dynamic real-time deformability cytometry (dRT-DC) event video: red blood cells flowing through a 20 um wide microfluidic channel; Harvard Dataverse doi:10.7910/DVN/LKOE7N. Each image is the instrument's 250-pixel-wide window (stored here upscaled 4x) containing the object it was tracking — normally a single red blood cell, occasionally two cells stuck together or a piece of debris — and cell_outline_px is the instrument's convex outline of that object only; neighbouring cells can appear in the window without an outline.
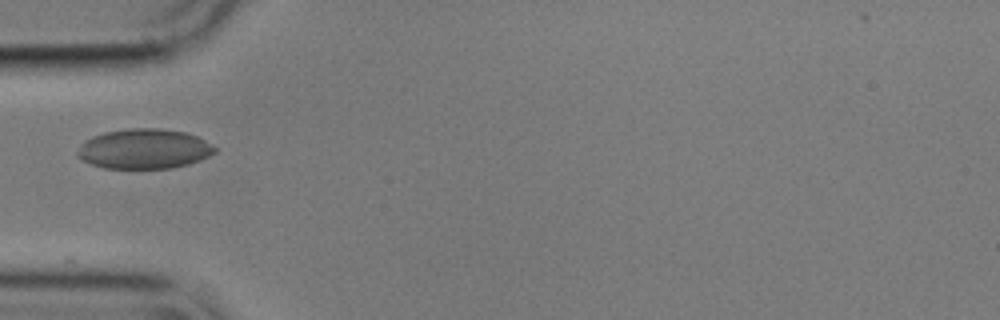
{"species": "common noctule bat (a hibernating species)", "species_latin": "Nyctalus noctula", "temperature_condition": "cold", "stored_images_in_passage": 5, "camera_frame_rate_fps": 3000, "um_per_image_px": 0.085, "animal": {"sex": "male", "body_mass_g": 17.9}, "frame": {"image": 1, "passage_image": 1, "time_ms": 0.0, "image_size_px": [1000, 320], "cell_outline_px": [[216, 152], [200, 160], [188, 164], [172, 168], [104, 168], [92, 164], [76, 156], [76, 152], [80, 144], [84, 140], [92, 136], [104, 132], [128, 128], [156, 128], [184, 132], [196, 136], [204, 140], [216, 148]], "centroid_in_image_um": [12.21, 12.65], "position_along_channel_um": 72.8, "area_um2": 31.91}}
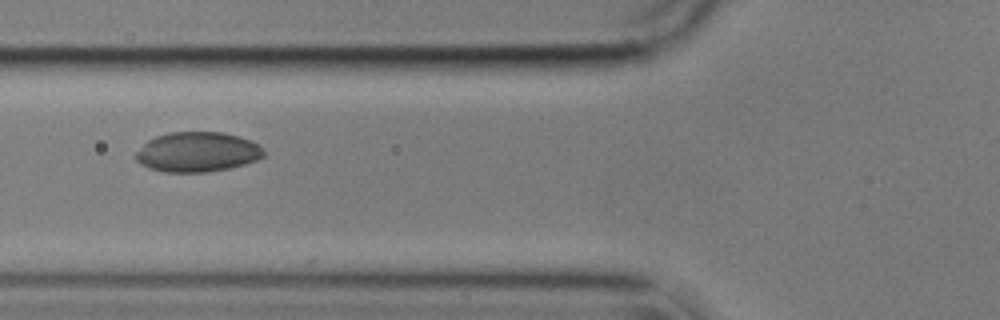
{"frame": {"image": 2, "passage_image": 4, "time_ms": 1.0, "image_size_px": [1000, 320], "cell_outline_px": [[264, 156], [256, 160], [244, 164], [228, 168], [208, 172], [164, 172], [148, 168], [140, 164], [136, 160], [136, 152], [148, 140], [156, 136], [168, 132], [220, 132], [240, 136], [252, 140], [260, 144], [264, 152]], "centroid_in_image_um": [16.78, 12.91], "position_along_channel_um": 109.0, "area_um2": 29.88}}